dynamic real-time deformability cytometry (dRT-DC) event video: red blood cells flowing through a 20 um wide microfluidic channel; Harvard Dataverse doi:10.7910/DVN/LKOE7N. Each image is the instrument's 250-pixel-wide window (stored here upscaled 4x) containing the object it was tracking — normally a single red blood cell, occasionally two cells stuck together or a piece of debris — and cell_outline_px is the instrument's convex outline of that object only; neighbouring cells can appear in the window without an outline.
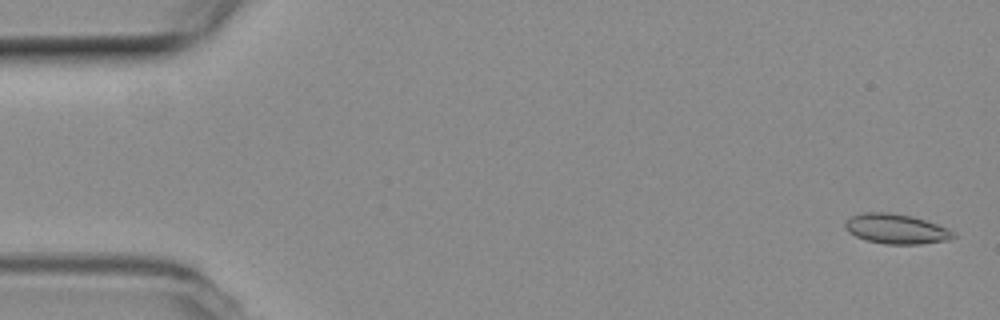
{"species": "common noctule bat (a hibernating species)", "species_latin": "Nyctalus noctula", "temperature_condition": "room temperature", "stored_images_in_passage": 54, "camera_frame_rate_fps": 3000, "um_per_image_px": 0.085, "animal": {"sex": "female", "body_mass_g": 19.3, "forearm_length_mm": 54.1}, "frame": {"image": 1, "passage_image": 2, "time_ms": 0.333, "image_size_px": [1000, 320], "cell_outline_px": [[956, 236], [948, 240], [920, 244], [884, 244], [864, 240], [848, 232], [844, 228], [844, 224], [852, 216], [860, 212], [888, 212], [912, 216], [948, 228], [956, 232]], "centroid_in_image_um": [76.16, 19.46], "position_along_channel_um": 8.8, "area_um2": 18.96}}
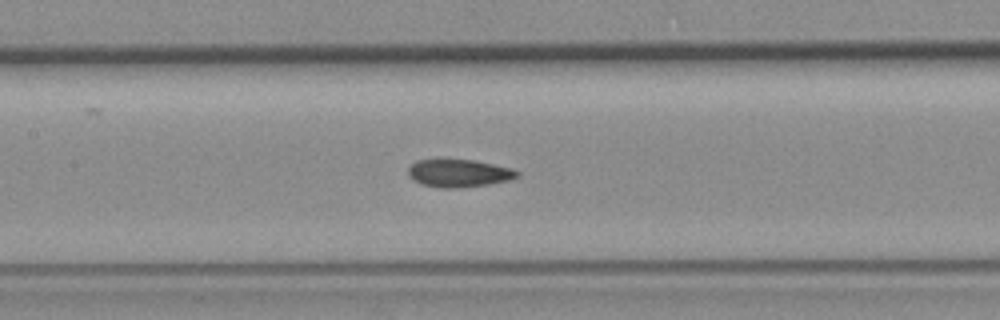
{"frame": {"image": 2, "passage_image": 25, "time_ms": 8.0, "image_size_px": [1000, 320], "cell_outline_px": [[520, 176], [512, 180], [492, 184], [460, 188], [440, 188], [420, 184], [412, 180], [408, 176], [408, 168], [416, 160], [472, 160], [512, 168], [520, 172]], "centroid_in_image_um": [39.03, 14.74], "position_along_channel_um": 168.4, "area_um2": 17.86}}
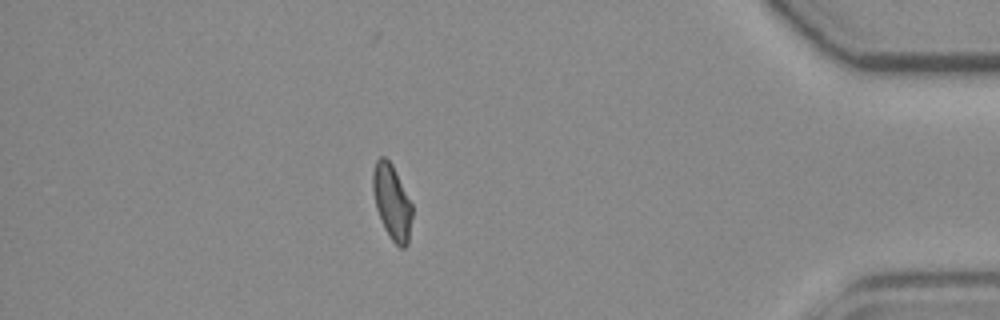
{"frame": {"image": 3, "passage_image": 47, "time_ms": 15.333, "image_size_px": [1000, 320], "cell_outline_px": [[412, 216], [408, 244], [404, 248], [400, 248], [392, 240], [384, 228], [376, 208], [372, 188], [372, 172], [376, 160], [380, 156], [384, 156], [392, 164], [412, 204]], "centroid_in_image_um": [33.31, 17.17], "position_along_channel_um": 401.9, "area_um2": 17.17}, "authors_computed_cell_mechanics": {"area_um2": 17.6868, "velocity_mm_per_s": 3.8211, "shape_relaxation_time_tau1_ms": 9.7347, "shape_relaxation_time_tau2_ms": 1.642, "deformation_change_tau1": 0.1998, "deformation_change_tau2": 0.077}}